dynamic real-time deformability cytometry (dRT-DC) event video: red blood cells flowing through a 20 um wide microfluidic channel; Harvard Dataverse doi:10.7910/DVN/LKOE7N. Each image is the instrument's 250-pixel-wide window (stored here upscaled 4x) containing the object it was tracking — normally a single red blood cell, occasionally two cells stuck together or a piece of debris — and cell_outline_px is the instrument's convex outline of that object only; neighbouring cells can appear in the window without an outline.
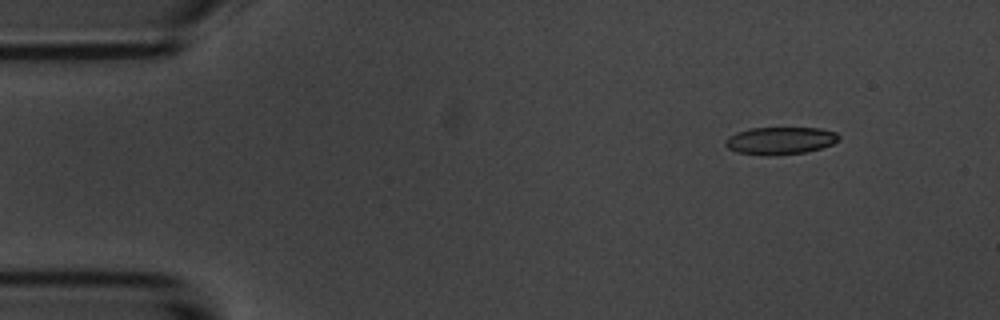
{"species": "common noctule bat (a hibernating species)", "species_latin": "Nyctalus noctula", "temperature_condition": "room temperature", "stored_images_in_passage": 8, "camera_frame_rate_fps": 3000, "um_per_image_px": 0.085, "animal": {"sex": "male", "body_mass_g": 20.1, "forearm_length_mm": 53.5}, "frame": {"image": 1, "passage_image": 2, "time_ms": 1.0, "image_size_px": [1000, 320], "cell_outline_px": [[840, 140], [832, 144], [820, 148], [804, 152], [776, 156], [764, 156], [736, 152], [728, 148], [724, 144], [724, 140], [728, 136], [736, 132], [752, 128], [820, 128], [836, 132], [840, 136]], "centroid_in_image_um": [66.29, 11.96], "position_along_channel_um": 18.7, "area_um2": 18.38}}
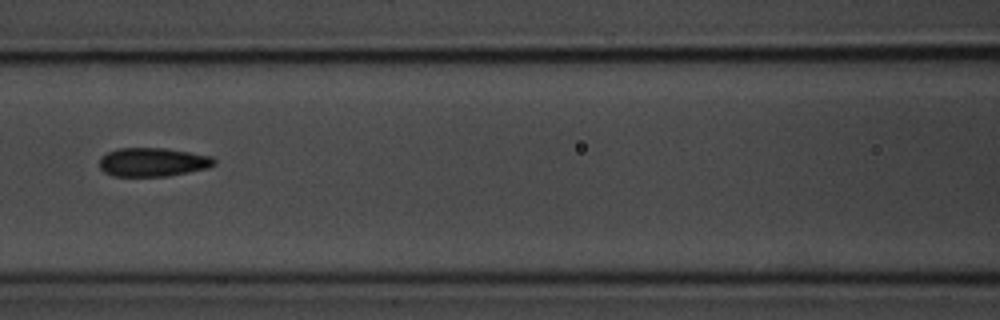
{"frame": {"image": 2, "passage_image": 7, "time_ms": 7.0, "image_size_px": [1000, 320], "cell_outline_px": [[216, 164], [208, 168], [168, 176], [112, 176], [104, 172], [100, 168], [100, 156], [108, 152], [120, 148], [164, 148], [212, 156], [216, 160]], "centroid_in_image_um": [12.99, 13.78], "position_along_channel_um": 153.6, "area_um2": 19.25}}
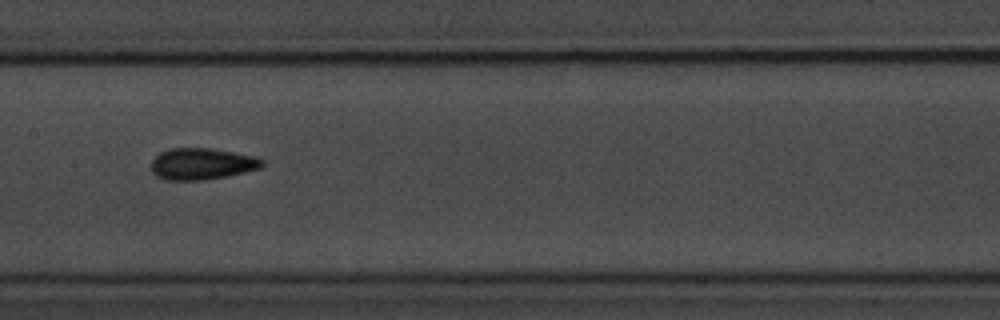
{"frame": {"image": 3, "passage_image": 8, "time_ms": 8.0, "image_size_px": [1000, 320], "cell_outline_px": [[264, 164], [260, 168], [244, 172], [204, 180], [168, 180], [156, 176], [152, 172], [152, 160], [160, 152], [168, 148], [212, 148], [256, 156], [264, 160]], "centroid_in_image_um": [17.16, 13.91], "position_along_channel_um": 190.2, "area_um2": 20.4}}